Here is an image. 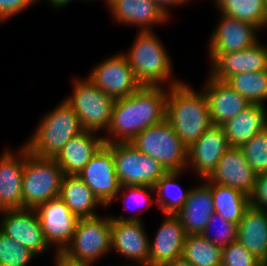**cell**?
Returning a JSON list of instances; mask_svg holds the SVG:
<instances>
[{
    "instance_id": "obj_1",
    "label": "cell",
    "mask_w": 267,
    "mask_h": 266,
    "mask_svg": "<svg viewBox=\"0 0 267 266\" xmlns=\"http://www.w3.org/2000/svg\"><path fill=\"white\" fill-rule=\"evenodd\" d=\"M168 89L141 86L133 94L115 100L104 144L131 142L139 133L166 119ZM105 137V138H104Z\"/></svg>"
},
{
    "instance_id": "obj_2",
    "label": "cell",
    "mask_w": 267,
    "mask_h": 266,
    "mask_svg": "<svg viewBox=\"0 0 267 266\" xmlns=\"http://www.w3.org/2000/svg\"><path fill=\"white\" fill-rule=\"evenodd\" d=\"M167 88L166 120L188 148L212 126L205 92L183 82Z\"/></svg>"
},
{
    "instance_id": "obj_3",
    "label": "cell",
    "mask_w": 267,
    "mask_h": 266,
    "mask_svg": "<svg viewBox=\"0 0 267 266\" xmlns=\"http://www.w3.org/2000/svg\"><path fill=\"white\" fill-rule=\"evenodd\" d=\"M122 54L141 86L163 87L168 83L171 87L181 83L172 78L171 57L152 30L139 31L130 50Z\"/></svg>"
},
{
    "instance_id": "obj_4",
    "label": "cell",
    "mask_w": 267,
    "mask_h": 266,
    "mask_svg": "<svg viewBox=\"0 0 267 266\" xmlns=\"http://www.w3.org/2000/svg\"><path fill=\"white\" fill-rule=\"evenodd\" d=\"M84 131L73 108L63 99L39 122L25 146L41 158H55L65 144Z\"/></svg>"
},
{
    "instance_id": "obj_5",
    "label": "cell",
    "mask_w": 267,
    "mask_h": 266,
    "mask_svg": "<svg viewBox=\"0 0 267 266\" xmlns=\"http://www.w3.org/2000/svg\"><path fill=\"white\" fill-rule=\"evenodd\" d=\"M64 173L54 158L33 155L25 146L22 209H35L60 195Z\"/></svg>"
},
{
    "instance_id": "obj_6",
    "label": "cell",
    "mask_w": 267,
    "mask_h": 266,
    "mask_svg": "<svg viewBox=\"0 0 267 266\" xmlns=\"http://www.w3.org/2000/svg\"><path fill=\"white\" fill-rule=\"evenodd\" d=\"M130 143L155 159L167 172L184 171L187 168L188 148L166 119L145 129Z\"/></svg>"
},
{
    "instance_id": "obj_7",
    "label": "cell",
    "mask_w": 267,
    "mask_h": 266,
    "mask_svg": "<svg viewBox=\"0 0 267 266\" xmlns=\"http://www.w3.org/2000/svg\"><path fill=\"white\" fill-rule=\"evenodd\" d=\"M75 79L72 94L64 100L79 117L84 130L108 129L115 100L97 88L89 78Z\"/></svg>"
},
{
    "instance_id": "obj_8",
    "label": "cell",
    "mask_w": 267,
    "mask_h": 266,
    "mask_svg": "<svg viewBox=\"0 0 267 266\" xmlns=\"http://www.w3.org/2000/svg\"><path fill=\"white\" fill-rule=\"evenodd\" d=\"M111 216L79 218L70 244L62 252L74 261L93 263L111 250Z\"/></svg>"
},
{
    "instance_id": "obj_9",
    "label": "cell",
    "mask_w": 267,
    "mask_h": 266,
    "mask_svg": "<svg viewBox=\"0 0 267 266\" xmlns=\"http://www.w3.org/2000/svg\"><path fill=\"white\" fill-rule=\"evenodd\" d=\"M115 171L121 186L154 187L167 172L155 159L140 152L130 142L112 143Z\"/></svg>"
},
{
    "instance_id": "obj_10",
    "label": "cell",
    "mask_w": 267,
    "mask_h": 266,
    "mask_svg": "<svg viewBox=\"0 0 267 266\" xmlns=\"http://www.w3.org/2000/svg\"><path fill=\"white\" fill-rule=\"evenodd\" d=\"M77 176L105 208L111 205L121 188L115 171L112 143L103 144Z\"/></svg>"
},
{
    "instance_id": "obj_11",
    "label": "cell",
    "mask_w": 267,
    "mask_h": 266,
    "mask_svg": "<svg viewBox=\"0 0 267 266\" xmlns=\"http://www.w3.org/2000/svg\"><path fill=\"white\" fill-rule=\"evenodd\" d=\"M111 218V250L135 261L136 266H149L150 239L140 217L135 214Z\"/></svg>"
},
{
    "instance_id": "obj_12",
    "label": "cell",
    "mask_w": 267,
    "mask_h": 266,
    "mask_svg": "<svg viewBox=\"0 0 267 266\" xmlns=\"http://www.w3.org/2000/svg\"><path fill=\"white\" fill-rule=\"evenodd\" d=\"M88 78L114 100L123 99L141 87L122 52L98 63Z\"/></svg>"
},
{
    "instance_id": "obj_13",
    "label": "cell",
    "mask_w": 267,
    "mask_h": 266,
    "mask_svg": "<svg viewBox=\"0 0 267 266\" xmlns=\"http://www.w3.org/2000/svg\"><path fill=\"white\" fill-rule=\"evenodd\" d=\"M35 210L46 243L49 247L56 245L55 252H63L73 238L79 218L59 197L39 204Z\"/></svg>"
},
{
    "instance_id": "obj_14",
    "label": "cell",
    "mask_w": 267,
    "mask_h": 266,
    "mask_svg": "<svg viewBox=\"0 0 267 266\" xmlns=\"http://www.w3.org/2000/svg\"><path fill=\"white\" fill-rule=\"evenodd\" d=\"M0 230L15 242L29 249L35 255L50 248L44 239L41 223L35 209L2 210Z\"/></svg>"
},
{
    "instance_id": "obj_15",
    "label": "cell",
    "mask_w": 267,
    "mask_h": 266,
    "mask_svg": "<svg viewBox=\"0 0 267 266\" xmlns=\"http://www.w3.org/2000/svg\"><path fill=\"white\" fill-rule=\"evenodd\" d=\"M209 55L212 66L208 75L217 81H225L237 73L267 70V46L259 41L241 51Z\"/></svg>"
},
{
    "instance_id": "obj_16",
    "label": "cell",
    "mask_w": 267,
    "mask_h": 266,
    "mask_svg": "<svg viewBox=\"0 0 267 266\" xmlns=\"http://www.w3.org/2000/svg\"><path fill=\"white\" fill-rule=\"evenodd\" d=\"M229 147L223 127L212 125L188 147L187 167L192 166L199 179H207Z\"/></svg>"
},
{
    "instance_id": "obj_17",
    "label": "cell",
    "mask_w": 267,
    "mask_h": 266,
    "mask_svg": "<svg viewBox=\"0 0 267 266\" xmlns=\"http://www.w3.org/2000/svg\"><path fill=\"white\" fill-rule=\"evenodd\" d=\"M256 176L247 163L242 149L229 147L207 180L210 183L229 186L250 196L256 182Z\"/></svg>"
},
{
    "instance_id": "obj_18",
    "label": "cell",
    "mask_w": 267,
    "mask_h": 266,
    "mask_svg": "<svg viewBox=\"0 0 267 266\" xmlns=\"http://www.w3.org/2000/svg\"><path fill=\"white\" fill-rule=\"evenodd\" d=\"M220 15L221 21L216 25L209 40V53L237 52L258 42V27L223 13Z\"/></svg>"
},
{
    "instance_id": "obj_19",
    "label": "cell",
    "mask_w": 267,
    "mask_h": 266,
    "mask_svg": "<svg viewBox=\"0 0 267 266\" xmlns=\"http://www.w3.org/2000/svg\"><path fill=\"white\" fill-rule=\"evenodd\" d=\"M154 241H149V266H165L182 257L186 232L176 214H164Z\"/></svg>"
},
{
    "instance_id": "obj_20",
    "label": "cell",
    "mask_w": 267,
    "mask_h": 266,
    "mask_svg": "<svg viewBox=\"0 0 267 266\" xmlns=\"http://www.w3.org/2000/svg\"><path fill=\"white\" fill-rule=\"evenodd\" d=\"M17 155L5 149L0 156V211L22 209L25 145Z\"/></svg>"
},
{
    "instance_id": "obj_21",
    "label": "cell",
    "mask_w": 267,
    "mask_h": 266,
    "mask_svg": "<svg viewBox=\"0 0 267 266\" xmlns=\"http://www.w3.org/2000/svg\"><path fill=\"white\" fill-rule=\"evenodd\" d=\"M203 91L208 102L212 125H223L250 105V102L224 81L208 77Z\"/></svg>"
},
{
    "instance_id": "obj_22",
    "label": "cell",
    "mask_w": 267,
    "mask_h": 266,
    "mask_svg": "<svg viewBox=\"0 0 267 266\" xmlns=\"http://www.w3.org/2000/svg\"><path fill=\"white\" fill-rule=\"evenodd\" d=\"M106 4L115 21L128 26L137 25L140 31L152 30L154 24L169 19L152 0H106Z\"/></svg>"
},
{
    "instance_id": "obj_23",
    "label": "cell",
    "mask_w": 267,
    "mask_h": 266,
    "mask_svg": "<svg viewBox=\"0 0 267 266\" xmlns=\"http://www.w3.org/2000/svg\"><path fill=\"white\" fill-rule=\"evenodd\" d=\"M84 130L71 138L54 158L64 175H78L104 144L103 136Z\"/></svg>"
},
{
    "instance_id": "obj_24",
    "label": "cell",
    "mask_w": 267,
    "mask_h": 266,
    "mask_svg": "<svg viewBox=\"0 0 267 266\" xmlns=\"http://www.w3.org/2000/svg\"><path fill=\"white\" fill-rule=\"evenodd\" d=\"M202 181L200 186L190 188L184 206L176 214L187 235L201 234L215 212L210 186Z\"/></svg>"
},
{
    "instance_id": "obj_25",
    "label": "cell",
    "mask_w": 267,
    "mask_h": 266,
    "mask_svg": "<svg viewBox=\"0 0 267 266\" xmlns=\"http://www.w3.org/2000/svg\"><path fill=\"white\" fill-rule=\"evenodd\" d=\"M221 126L230 147L241 148L254 135L267 127L266 107L261 104H250Z\"/></svg>"
},
{
    "instance_id": "obj_26",
    "label": "cell",
    "mask_w": 267,
    "mask_h": 266,
    "mask_svg": "<svg viewBox=\"0 0 267 266\" xmlns=\"http://www.w3.org/2000/svg\"><path fill=\"white\" fill-rule=\"evenodd\" d=\"M237 241L267 266V212L250 206L238 224Z\"/></svg>"
},
{
    "instance_id": "obj_27",
    "label": "cell",
    "mask_w": 267,
    "mask_h": 266,
    "mask_svg": "<svg viewBox=\"0 0 267 266\" xmlns=\"http://www.w3.org/2000/svg\"><path fill=\"white\" fill-rule=\"evenodd\" d=\"M59 198L78 218L98 216L95 206H104L92 190L76 175H64Z\"/></svg>"
},
{
    "instance_id": "obj_28",
    "label": "cell",
    "mask_w": 267,
    "mask_h": 266,
    "mask_svg": "<svg viewBox=\"0 0 267 266\" xmlns=\"http://www.w3.org/2000/svg\"><path fill=\"white\" fill-rule=\"evenodd\" d=\"M203 180L210 186L215 212L225 220L238 225L245 211L250 207L249 196L229 186Z\"/></svg>"
},
{
    "instance_id": "obj_29",
    "label": "cell",
    "mask_w": 267,
    "mask_h": 266,
    "mask_svg": "<svg viewBox=\"0 0 267 266\" xmlns=\"http://www.w3.org/2000/svg\"><path fill=\"white\" fill-rule=\"evenodd\" d=\"M184 171H168L155 184L156 204L164 214H177L188 198L189 190L184 191L176 178Z\"/></svg>"
},
{
    "instance_id": "obj_30",
    "label": "cell",
    "mask_w": 267,
    "mask_h": 266,
    "mask_svg": "<svg viewBox=\"0 0 267 266\" xmlns=\"http://www.w3.org/2000/svg\"><path fill=\"white\" fill-rule=\"evenodd\" d=\"M220 13L255 25L260 30L267 26L265 0H214Z\"/></svg>"
},
{
    "instance_id": "obj_31",
    "label": "cell",
    "mask_w": 267,
    "mask_h": 266,
    "mask_svg": "<svg viewBox=\"0 0 267 266\" xmlns=\"http://www.w3.org/2000/svg\"><path fill=\"white\" fill-rule=\"evenodd\" d=\"M246 98L250 104L264 105L267 99V70L254 73H237L224 81Z\"/></svg>"
},
{
    "instance_id": "obj_32",
    "label": "cell",
    "mask_w": 267,
    "mask_h": 266,
    "mask_svg": "<svg viewBox=\"0 0 267 266\" xmlns=\"http://www.w3.org/2000/svg\"><path fill=\"white\" fill-rule=\"evenodd\" d=\"M182 257L194 266H221L222 248L201 234L187 235Z\"/></svg>"
},
{
    "instance_id": "obj_33",
    "label": "cell",
    "mask_w": 267,
    "mask_h": 266,
    "mask_svg": "<svg viewBox=\"0 0 267 266\" xmlns=\"http://www.w3.org/2000/svg\"><path fill=\"white\" fill-rule=\"evenodd\" d=\"M241 149L256 175L267 173V127L254 135Z\"/></svg>"
},
{
    "instance_id": "obj_34",
    "label": "cell",
    "mask_w": 267,
    "mask_h": 266,
    "mask_svg": "<svg viewBox=\"0 0 267 266\" xmlns=\"http://www.w3.org/2000/svg\"><path fill=\"white\" fill-rule=\"evenodd\" d=\"M35 256L0 230V266H26Z\"/></svg>"
},
{
    "instance_id": "obj_35",
    "label": "cell",
    "mask_w": 267,
    "mask_h": 266,
    "mask_svg": "<svg viewBox=\"0 0 267 266\" xmlns=\"http://www.w3.org/2000/svg\"><path fill=\"white\" fill-rule=\"evenodd\" d=\"M218 221H220V224H218ZM212 227L217 228L218 230V235L215 237L211 234L212 232L210 233ZM237 233L238 225L225 220L220 214L214 212L201 235L212 244L223 248L230 243L237 241Z\"/></svg>"
},
{
    "instance_id": "obj_36",
    "label": "cell",
    "mask_w": 267,
    "mask_h": 266,
    "mask_svg": "<svg viewBox=\"0 0 267 266\" xmlns=\"http://www.w3.org/2000/svg\"><path fill=\"white\" fill-rule=\"evenodd\" d=\"M221 266H265L238 241L222 248Z\"/></svg>"
},
{
    "instance_id": "obj_37",
    "label": "cell",
    "mask_w": 267,
    "mask_h": 266,
    "mask_svg": "<svg viewBox=\"0 0 267 266\" xmlns=\"http://www.w3.org/2000/svg\"><path fill=\"white\" fill-rule=\"evenodd\" d=\"M121 192H122L121 199H123V201L125 202L124 206H126V204H129L130 202L129 200H133L132 202H134V204H136V206L138 207V209H136L137 212L140 209L144 210L143 207L147 209L148 207L152 205V202L156 201V200L151 199V195H152L151 193L153 194L155 193V189L152 186H142V185L121 186L120 191L115 199L119 198V194ZM128 206H126L127 209L129 208Z\"/></svg>"
},
{
    "instance_id": "obj_38",
    "label": "cell",
    "mask_w": 267,
    "mask_h": 266,
    "mask_svg": "<svg viewBox=\"0 0 267 266\" xmlns=\"http://www.w3.org/2000/svg\"><path fill=\"white\" fill-rule=\"evenodd\" d=\"M249 200L251 207L267 212V173L256 176V182Z\"/></svg>"
},
{
    "instance_id": "obj_39",
    "label": "cell",
    "mask_w": 267,
    "mask_h": 266,
    "mask_svg": "<svg viewBox=\"0 0 267 266\" xmlns=\"http://www.w3.org/2000/svg\"><path fill=\"white\" fill-rule=\"evenodd\" d=\"M39 0H0V23L21 13Z\"/></svg>"
},
{
    "instance_id": "obj_40",
    "label": "cell",
    "mask_w": 267,
    "mask_h": 266,
    "mask_svg": "<svg viewBox=\"0 0 267 266\" xmlns=\"http://www.w3.org/2000/svg\"><path fill=\"white\" fill-rule=\"evenodd\" d=\"M55 257V265L56 266H93V263L74 261L69 259L62 252H56Z\"/></svg>"
},
{
    "instance_id": "obj_41",
    "label": "cell",
    "mask_w": 267,
    "mask_h": 266,
    "mask_svg": "<svg viewBox=\"0 0 267 266\" xmlns=\"http://www.w3.org/2000/svg\"><path fill=\"white\" fill-rule=\"evenodd\" d=\"M156 6L163 12V14L169 18L170 13L169 11V6H181L185 3H188L189 0H152ZM191 1V0H190Z\"/></svg>"
},
{
    "instance_id": "obj_42",
    "label": "cell",
    "mask_w": 267,
    "mask_h": 266,
    "mask_svg": "<svg viewBox=\"0 0 267 266\" xmlns=\"http://www.w3.org/2000/svg\"><path fill=\"white\" fill-rule=\"evenodd\" d=\"M165 266H194L183 257L176 258L174 261L167 263Z\"/></svg>"
},
{
    "instance_id": "obj_43",
    "label": "cell",
    "mask_w": 267,
    "mask_h": 266,
    "mask_svg": "<svg viewBox=\"0 0 267 266\" xmlns=\"http://www.w3.org/2000/svg\"><path fill=\"white\" fill-rule=\"evenodd\" d=\"M71 0H48V2H50L52 5V7L54 8H59V7H64L65 5H67ZM83 1V0H82ZM88 1V0H85ZM91 1V0H89Z\"/></svg>"
},
{
    "instance_id": "obj_44",
    "label": "cell",
    "mask_w": 267,
    "mask_h": 266,
    "mask_svg": "<svg viewBox=\"0 0 267 266\" xmlns=\"http://www.w3.org/2000/svg\"><path fill=\"white\" fill-rule=\"evenodd\" d=\"M266 14H267V0H265Z\"/></svg>"
}]
</instances>
